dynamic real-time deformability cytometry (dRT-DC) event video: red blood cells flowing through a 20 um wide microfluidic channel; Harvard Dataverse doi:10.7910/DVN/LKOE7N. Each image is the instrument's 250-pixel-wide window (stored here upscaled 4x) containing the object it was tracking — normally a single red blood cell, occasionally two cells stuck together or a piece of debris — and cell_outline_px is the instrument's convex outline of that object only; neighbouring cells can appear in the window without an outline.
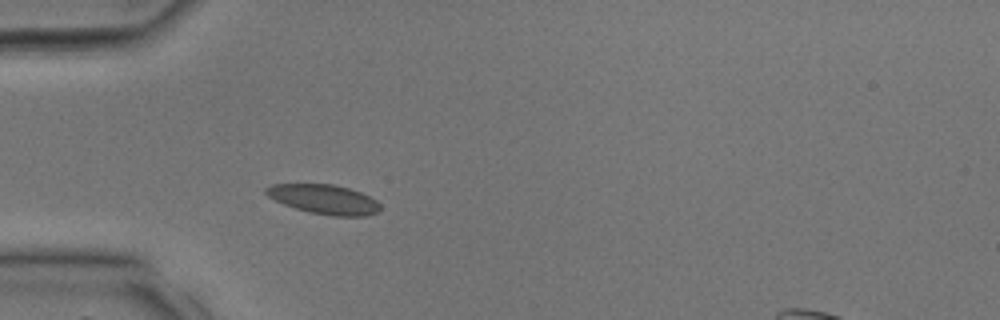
{"species": "common noctule bat (a hibernating species)", "species_latin": "Nyctalus noctula", "temperature_condition": "room temperature", "stored_images_in_passage": 29, "segment_of_instrument_passage": [1, 2], "camera_frame_rate_fps": 3000, "um_per_image_px": 0.085, "animal": {"sex": "male", "body_mass_g": 17.9, "forearm_length_mm": 54.2}, "frame": {"image": 1, "passage_image": 4, "time_ms": 1.0, "image_size_px": [1000, 320], "cell_outline_px": [[380, 208], [376, 212], [364, 216], [332, 216], [308, 212], [284, 204], [268, 196], [264, 192], [264, 188], [272, 184], [332, 184], [348, 188], [360, 192], [376, 200], [380, 204]], "centroid_in_image_um": [27.52, 16.94], "position_along_channel_um": 57.5, "area_um2": 19.48}}
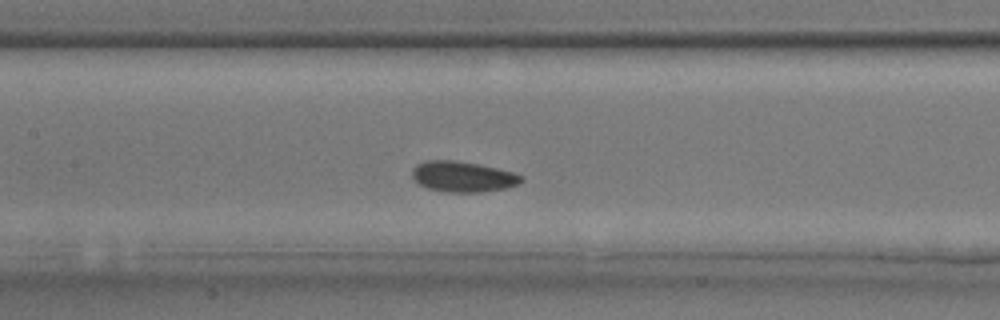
{"frame": {"image": 2, "passage_image": 10, "time_ms": 3.0, "image_size_px": [1000, 320], "cell_outline_px": [[524, 180], [508, 188], [480, 192], [448, 192], [428, 188], [420, 184], [412, 176], [412, 168], [416, 164], [424, 160], [456, 160], [480, 164], [512, 172], [524, 176]], "centroid_in_image_um": [39.34, 15.0], "position_along_channel_um": 168.1, "area_um2": 19.54}}
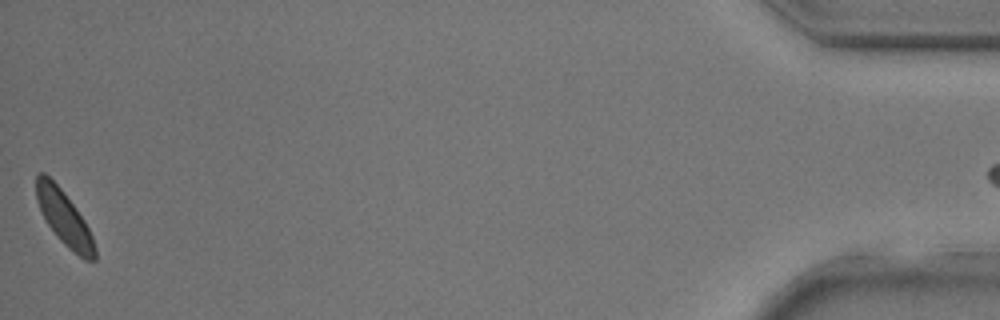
{"frame": {"image": 3, "passage_image": 28, "time_ms": 9.0, "image_size_px": [1000, 320], "cell_outline_px": [[96, 260], [84, 260], [68, 248], [56, 236], [44, 220], [36, 200], [36, 176], [40, 172], [44, 172], [64, 192], [76, 208], [84, 220], [92, 236], [96, 248]], "centroid_in_image_um": [5.45, 18.54], "position_along_channel_um": 429.8, "area_um2": 18.61}}